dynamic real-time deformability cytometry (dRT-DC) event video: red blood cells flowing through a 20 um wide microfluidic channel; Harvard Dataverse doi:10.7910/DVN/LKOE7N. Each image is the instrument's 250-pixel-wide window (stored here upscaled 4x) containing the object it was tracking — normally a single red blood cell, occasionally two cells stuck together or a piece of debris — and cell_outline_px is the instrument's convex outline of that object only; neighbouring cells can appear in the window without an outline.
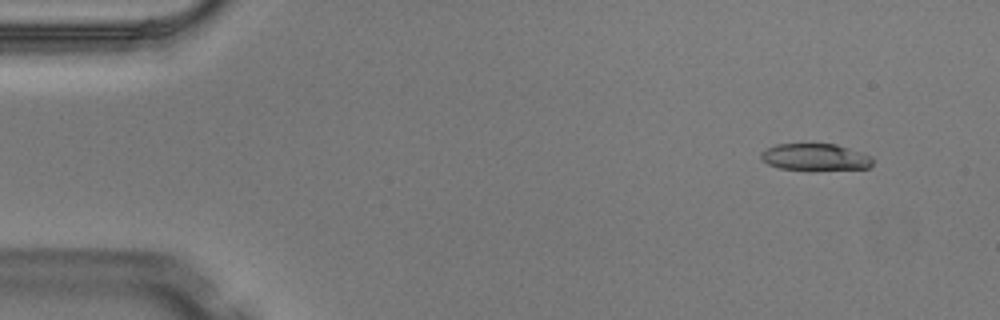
{"species": "Egyptian fruit bat (a non-hibernating species)", "species_latin": "Rousettus aegyptiacus", "temperature_condition": "warm", "stored_images_in_passage": 6, "camera_frame_rate_fps": 3000, "um_per_image_px": 0.085, "animal": {"sex": "male"}, "frame": {"image": 1, "passage_image": 1, "time_ms": 0.0, "image_size_px": [1000, 320], "cell_outline_px": [[872, 164], [868, 168], [780, 168], [768, 164], [760, 160], [760, 152], [776, 144], [836, 144], [872, 156]], "centroid_in_image_um": [69.25, 13.32], "position_along_channel_um": 15.8, "area_um2": 16.82}}
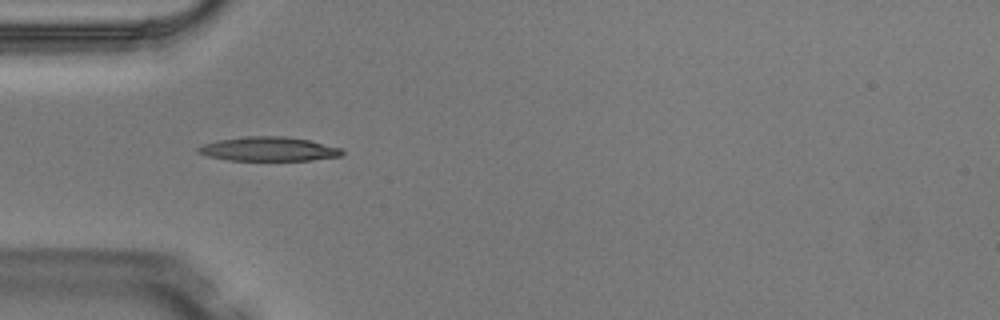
{"frame": {"image": 2, "passage_image": 4, "time_ms": 1.0, "image_size_px": [1000, 320], "cell_outline_px": [[344, 156], [312, 160], [228, 160], [208, 156], [196, 152], [196, 148], [204, 144], [216, 140], [244, 136], [284, 136], [308, 140], [340, 148], [344, 152]], "centroid_in_image_um": [22.82, 12.66], "position_along_channel_um": 62.2, "area_um2": 20.29}}
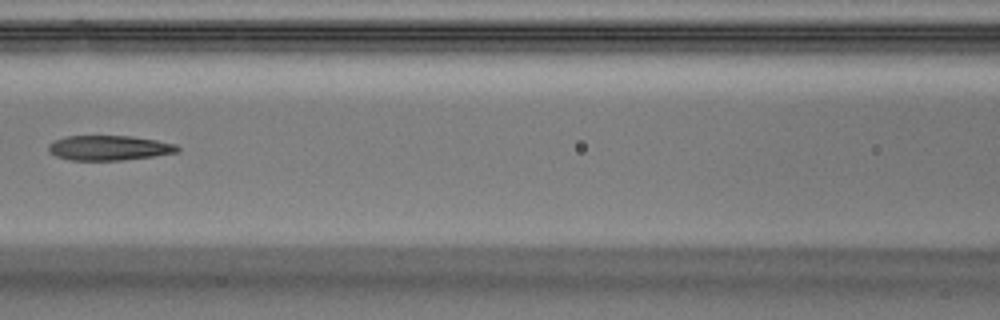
{"frame": {"image": 3, "passage_image": 6, "time_ms": 1.667, "image_size_px": [1000, 320], "cell_outline_px": [[180, 152], [152, 156], [120, 160], [72, 160], [56, 156], [48, 152], [48, 144], [56, 140], [68, 136], [132, 136], [156, 140], [176, 144], [180, 148]], "centroid_in_image_um": [9.28, 12.57], "position_along_channel_um": 157.3, "area_um2": 18.61}}